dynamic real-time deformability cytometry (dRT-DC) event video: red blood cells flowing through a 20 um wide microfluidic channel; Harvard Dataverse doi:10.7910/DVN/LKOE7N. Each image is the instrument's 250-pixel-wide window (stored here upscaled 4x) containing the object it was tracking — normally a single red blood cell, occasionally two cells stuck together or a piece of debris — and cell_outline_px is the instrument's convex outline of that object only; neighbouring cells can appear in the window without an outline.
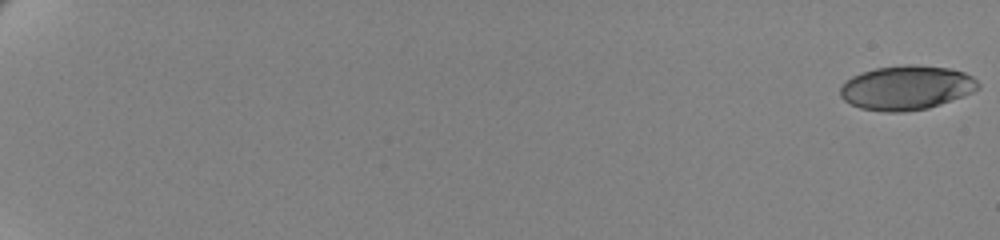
{"species": "human", "species_latin": "Homo sapiens", "temperature_condition": "cold", "stored_images_in_passage": 63, "camera_frame_rate_fps": 3000, "um_per_image_px": 0.085, "donor": {"sex": "female"}, "frame": {"image": 1, "passage_image": 1, "time_ms": 0.0, "image_size_px": [1000, 240], "cell_outline_px": [[980, 88], [964, 96], [928, 108], [904, 112], [884, 112], [860, 108], [844, 100], [840, 96], [840, 88], [852, 76], [876, 68], [904, 64], [912, 64], [948, 68], [964, 72], [972, 76], [980, 84]], "centroid_in_image_um": [77.07, 7.46], "position_along_channel_um": 7.9, "area_um2": 35.55}}
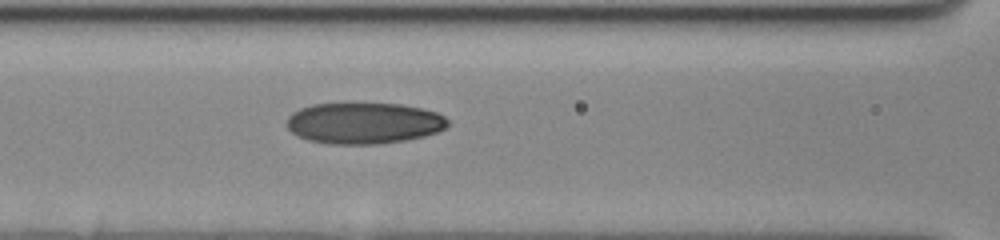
{"frame": {"image": 2, "passage_image": 32, "time_ms": 10.333, "image_size_px": [1000, 240], "cell_outline_px": [[448, 124], [444, 128], [436, 132], [424, 136], [408, 140], [380, 144], [328, 144], [308, 140], [296, 136], [288, 128], [288, 116], [292, 112], [300, 108], [312, 104], [400, 104], [424, 108], [436, 112], [444, 116], [448, 120]], "centroid_in_image_um": [30.93, 10.48], "position_along_channel_um": 135.7, "area_um2": 38.78}}
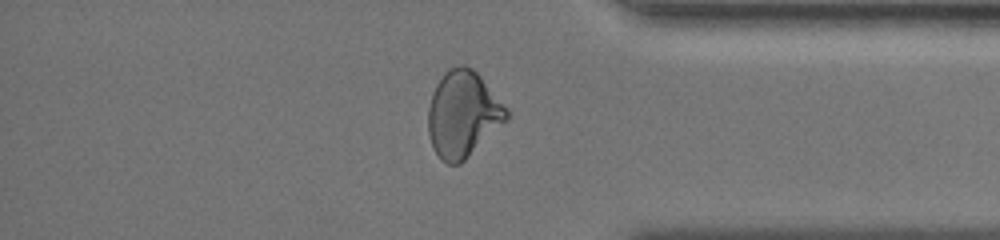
{"frame": {"image": 3, "passage_image": 55, "time_ms": 18.0, "image_size_px": [1000, 240], "cell_outline_px": [[508, 120], [460, 164], [448, 164], [440, 160], [432, 148], [428, 132], [428, 108], [432, 92], [436, 84], [444, 72], [448, 68], [460, 64], [464, 64], [472, 68], [480, 76], [508, 108]], "centroid_in_image_um": [39.33, 9.7], "position_along_channel_um": 395.9, "area_um2": 39.65}, "authors_computed_cell_mechanics": {"area_um2": 37.57, "velocity_mm_per_s": 3.4743, "shape_relaxation_time_tau1_ms": 7.741, "shape_relaxation_time_tau2_ms": 1.7556, "deformation_change_tau1": 0.2047, "deformation_change_tau2": 0.0677}}